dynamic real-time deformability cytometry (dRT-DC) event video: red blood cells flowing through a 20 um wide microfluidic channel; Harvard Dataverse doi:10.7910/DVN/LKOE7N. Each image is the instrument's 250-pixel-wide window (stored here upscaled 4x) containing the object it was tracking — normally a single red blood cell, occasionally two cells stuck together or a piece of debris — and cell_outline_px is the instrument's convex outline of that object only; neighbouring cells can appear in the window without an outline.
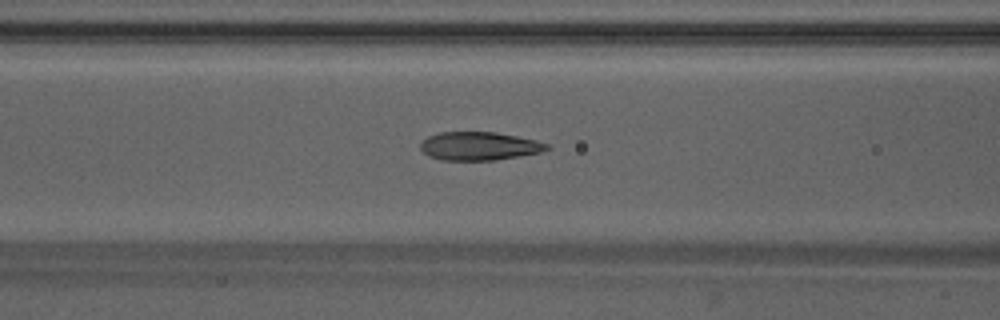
{"species": "Egyptian fruit bat (a non-hibernating species)", "species_latin": "Rousettus aegyptiacus", "temperature_condition": "warm", "stored_images_in_passage": 34, "camera_frame_rate_fps": 3000, "um_per_image_px": 0.085, "animal": {"sex": "male"}, "frame": {"image": 1, "passage_image": 12, "time_ms": 3.667, "image_size_px": [1000, 320], "cell_outline_px": [[552, 148], [540, 152], [520, 156], [496, 160], [440, 160], [428, 156], [420, 148], [420, 144], [428, 136], [440, 132], [496, 132], [536, 140], [548, 144]], "centroid_in_image_um": [40.74, 12.42], "position_along_channel_um": 125.9, "area_um2": 20.92}}
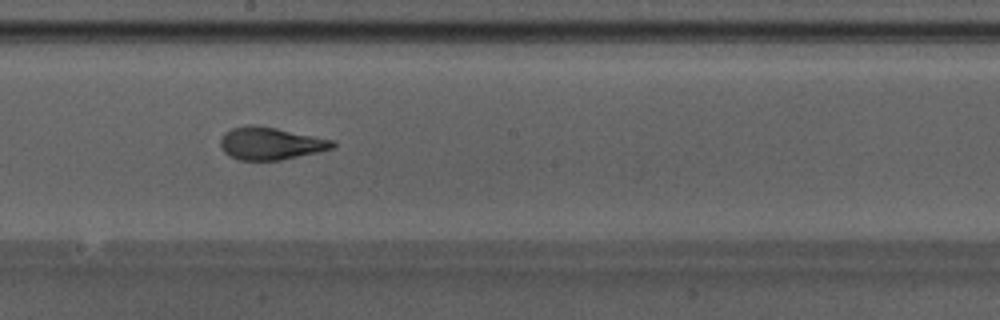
{"frame": {"image": 2, "passage_image": 19, "time_ms": 6.0, "image_size_px": [1000, 320], "cell_outline_px": [[336, 144], [332, 148], [316, 152], [280, 160], [240, 160], [224, 152], [220, 144], [220, 140], [224, 132], [232, 128], [248, 124], [256, 124], [336, 140]], "centroid_in_image_um": [22.99, 12.17], "position_along_channel_um": 225.2, "area_um2": 21.21}}
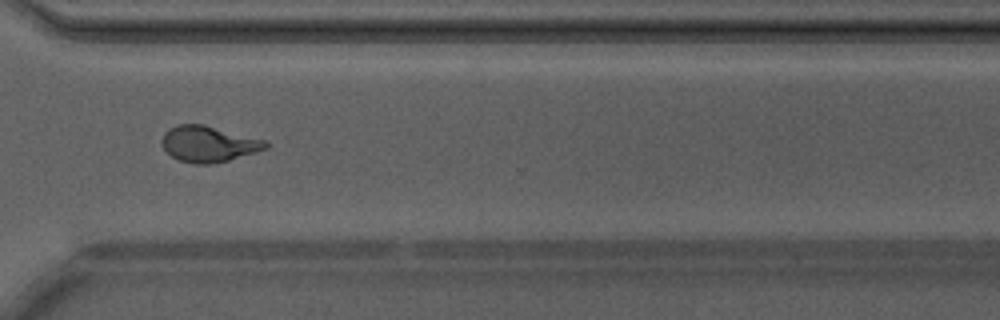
{"frame": {"image": 3, "passage_image": 28, "time_ms": 9.0, "image_size_px": [1000, 320], "cell_outline_px": [[268, 148], [256, 152], [228, 160], [208, 164], [192, 164], [180, 160], [172, 156], [164, 148], [164, 132], [168, 128], [176, 124], [204, 124], [268, 140]], "centroid_in_image_um": [17.77, 12.22], "position_along_channel_um": 352.8, "area_um2": 21.73}, "authors_computed_cell_mechanics": {"area_um2": 21.1548, "velocity_mm_per_s": 4.2536, "shape_relaxation_time_tau1_ms": 6.266, "shape_relaxation_time_tau2_ms": 0.9971, "deformation_change_tau1": 0.2307, "deformation_change_tau2": 0.0715}}